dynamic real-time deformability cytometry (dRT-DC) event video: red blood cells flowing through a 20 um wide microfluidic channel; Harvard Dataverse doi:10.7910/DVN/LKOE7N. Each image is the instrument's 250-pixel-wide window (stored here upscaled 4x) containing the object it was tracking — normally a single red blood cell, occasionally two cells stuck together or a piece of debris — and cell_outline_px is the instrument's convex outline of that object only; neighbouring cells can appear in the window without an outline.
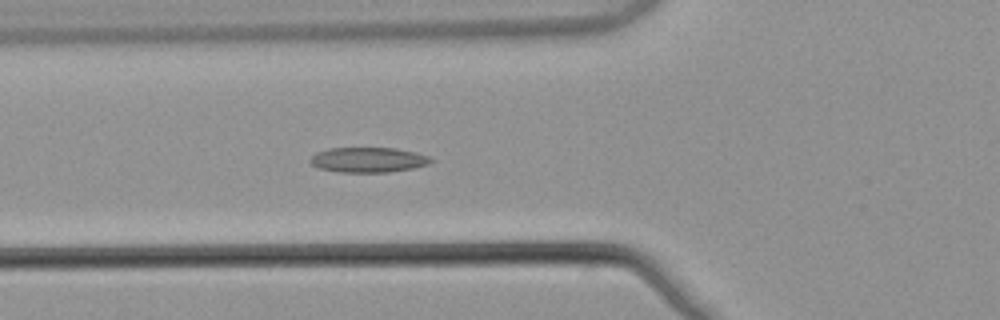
{"species": "common noctule bat (a hibernating species)", "species_latin": "Nyctalus noctula", "temperature_condition": "warm", "stored_images_in_passage": 6, "camera_frame_rate_fps": 3000, "um_per_image_px": 0.085, "animal": {"sex": "male", "body_mass_g": 21.5, "forearm_length_mm": 52.0}, "frame": {"image": 1, "passage_image": 6, "time_ms": 1.667, "image_size_px": [1000, 320], "cell_outline_px": [[436, 160], [428, 164], [412, 168], [388, 172], [340, 172], [320, 168], [312, 164], [308, 160], [316, 152], [328, 148], [396, 148], [416, 152], [428, 156]], "centroid_in_image_um": [31.31, 13.58], "position_along_channel_um": 94.5, "area_um2": 17.63}}